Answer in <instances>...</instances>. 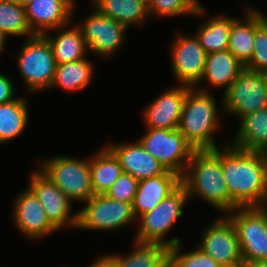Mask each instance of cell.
<instances>
[{
    "instance_id": "cell-16",
    "label": "cell",
    "mask_w": 267,
    "mask_h": 267,
    "mask_svg": "<svg viewBox=\"0 0 267 267\" xmlns=\"http://www.w3.org/2000/svg\"><path fill=\"white\" fill-rule=\"evenodd\" d=\"M192 87L177 85L160 94L143 111V120L147 129H169L178 128L184 101L187 92Z\"/></svg>"
},
{
    "instance_id": "cell-25",
    "label": "cell",
    "mask_w": 267,
    "mask_h": 267,
    "mask_svg": "<svg viewBox=\"0 0 267 267\" xmlns=\"http://www.w3.org/2000/svg\"><path fill=\"white\" fill-rule=\"evenodd\" d=\"M89 166L95 195L105 194L123 172L119 160L106 145L89 158Z\"/></svg>"
},
{
    "instance_id": "cell-20",
    "label": "cell",
    "mask_w": 267,
    "mask_h": 267,
    "mask_svg": "<svg viewBox=\"0 0 267 267\" xmlns=\"http://www.w3.org/2000/svg\"><path fill=\"white\" fill-rule=\"evenodd\" d=\"M239 121V129L229 144L246 151L267 153V107Z\"/></svg>"
},
{
    "instance_id": "cell-14",
    "label": "cell",
    "mask_w": 267,
    "mask_h": 267,
    "mask_svg": "<svg viewBox=\"0 0 267 267\" xmlns=\"http://www.w3.org/2000/svg\"><path fill=\"white\" fill-rule=\"evenodd\" d=\"M28 188L41 202L49 221L58 229L76 228L78 212H72V200L40 170L30 175Z\"/></svg>"
},
{
    "instance_id": "cell-15",
    "label": "cell",
    "mask_w": 267,
    "mask_h": 267,
    "mask_svg": "<svg viewBox=\"0 0 267 267\" xmlns=\"http://www.w3.org/2000/svg\"><path fill=\"white\" fill-rule=\"evenodd\" d=\"M13 223L30 240L55 233L58 229L49 221L36 195L26 188L14 201Z\"/></svg>"
},
{
    "instance_id": "cell-28",
    "label": "cell",
    "mask_w": 267,
    "mask_h": 267,
    "mask_svg": "<svg viewBox=\"0 0 267 267\" xmlns=\"http://www.w3.org/2000/svg\"><path fill=\"white\" fill-rule=\"evenodd\" d=\"M27 98L18 97L8 103L0 104V144L22 134L27 126Z\"/></svg>"
},
{
    "instance_id": "cell-38",
    "label": "cell",
    "mask_w": 267,
    "mask_h": 267,
    "mask_svg": "<svg viewBox=\"0 0 267 267\" xmlns=\"http://www.w3.org/2000/svg\"><path fill=\"white\" fill-rule=\"evenodd\" d=\"M7 36L0 31V55L6 47Z\"/></svg>"
},
{
    "instance_id": "cell-35",
    "label": "cell",
    "mask_w": 267,
    "mask_h": 267,
    "mask_svg": "<svg viewBox=\"0 0 267 267\" xmlns=\"http://www.w3.org/2000/svg\"><path fill=\"white\" fill-rule=\"evenodd\" d=\"M16 88L13 85L10 77L0 73V104L8 103L17 97H15Z\"/></svg>"
},
{
    "instance_id": "cell-10",
    "label": "cell",
    "mask_w": 267,
    "mask_h": 267,
    "mask_svg": "<svg viewBox=\"0 0 267 267\" xmlns=\"http://www.w3.org/2000/svg\"><path fill=\"white\" fill-rule=\"evenodd\" d=\"M139 138L144 149L154 156L166 170L182 176L195 149L178 130L146 129Z\"/></svg>"
},
{
    "instance_id": "cell-19",
    "label": "cell",
    "mask_w": 267,
    "mask_h": 267,
    "mask_svg": "<svg viewBox=\"0 0 267 267\" xmlns=\"http://www.w3.org/2000/svg\"><path fill=\"white\" fill-rule=\"evenodd\" d=\"M181 184V176L166 170L163 174L139 181L132 207L136 218L153 210Z\"/></svg>"
},
{
    "instance_id": "cell-22",
    "label": "cell",
    "mask_w": 267,
    "mask_h": 267,
    "mask_svg": "<svg viewBox=\"0 0 267 267\" xmlns=\"http://www.w3.org/2000/svg\"><path fill=\"white\" fill-rule=\"evenodd\" d=\"M67 26L70 24L54 29L53 31L58 30L55 36L50 32L43 35L49 41L56 64L84 59L89 51L79 27L75 24L73 28L67 29Z\"/></svg>"
},
{
    "instance_id": "cell-29",
    "label": "cell",
    "mask_w": 267,
    "mask_h": 267,
    "mask_svg": "<svg viewBox=\"0 0 267 267\" xmlns=\"http://www.w3.org/2000/svg\"><path fill=\"white\" fill-rule=\"evenodd\" d=\"M235 19L219 15L199 26L196 37L207 54L228 50L231 24Z\"/></svg>"
},
{
    "instance_id": "cell-34",
    "label": "cell",
    "mask_w": 267,
    "mask_h": 267,
    "mask_svg": "<svg viewBox=\"0 0 267 267\" xmlns=\"http://www.w3.org/2000/svg\"><path fill=\"white\" fill-rule=\"evenodd\" d=\"M139 181L128 173L122 172L106 191L105 195L113 200L133 203Z\"/></svg>"
},
{
    "instance_id": "cell-2",
    "label": "cell",
    "mask_w": 267,
    "mask_h": 267,
    "mask_svg": "<svg viewBox=\"0 0 267 267\" xmlns=\"http://www.w3.org/2000/svg\"><path fill=\"white\" fill-rule=\"evenodd\" d=\"M189 200L199 197L217 211L227 214L236 209L229 195L221 167V151L215 149L195 150L181 176Z\"/></svg>"
},
{
    "instance_id": "cell-4",
    "label": "cell",
    "mask_w": 267,
    "mask_h": 267,
    "mask_svg": "<svg viewBox=\"0 0 267 267\" xmlns=\"http://www.w3.org/2000/svg\"><path fill=\"white\" fill-rule=\"evenodd\" d=\"M189 200L186 188L180 184L153 210L137 218L139 228L134 239L137 242L161 243L169 247L178 245L179 237L168 239L167 234L183 216V207Z\"/></svg>"
},
{
    "instance_id": "cell-7",
    "label": "cell",
    "mask_w": 267,
    "mask_h": 267,
    "mask_svg": "<svg viewBox=\"0 0 267 267\" xmlns=\"http://www.w3.org/2000/svg\"><path fill=\"white\" fill-rule=\"evenodd\" d=\"M226 215L237 231L244 267L267 260V206L237 207Z\"/></svg>"
},
{
    "instance_id": "cell-33",
    "label": "cell",
    "mask_w": 267,
    "mask_h": 267,
    "mask_svg": "<svg viewBox=\"0 0 267 267\" xmlns=\"http://www.w3.org/2000/svg\"><path fill=\"white\" fill-rule=\"evenodd\" d=\"M181 243L170 247L169 267H221L197 246L190 252H181Z\"/></svg>"
},
{
    "instance_id": "cell-27",
    "label": "cell",
    "mask_w": 267,
    "mask_h": 267,
    "mask_svg": "<svg viewBox=\"0 0 267 267\" xmlns=\"http://www.w3.org/2000/svg\"><path fill=\"white\" fill-rule=\"evenodd\" d=\"M93 62L87 58L78 61L56 64L53 83L50 87L59 86L67 92H79L87 88L93 78Z\"/></svg>"
},
{
    "instance_id": "cell-39",
    "label": "cell",
    "mask_w": 267,
    "mask_h": 267,
    "mask_svg": "<svg viewBox=\"0 0 267 267\" xmlns=\"http://www.w3.org/2000/svg\"><path fill=\"white\" fill-rule=\"evenodd\" d=\"M14 2L18 3L20 6L25 7L28 5L32 0H13Z\"/></svg>"
},
{
    "instance_id": "cell-26",
    "label": "cell",
    "mask_w": 267,
    "mask_h": 267,
    "mask_svg": "<svg viewBox=\"0 0 267 267\" xmlns=\"http://www.w3.org/2000/svg\"><path fill=\"white\" fill-rule=\"evenodd\" d=\"M245 19H235L231 24L228 50L244 65L253 53L255 37V9L247 8Z\"/></svg>"
},
{
    "instance_id": "cell-21",
    "label": "cell",
    "mask_w": 267,
    "mask_h": 267,
    "mask_svg": "<svg viewBox=\"0 0 267 267\" xmlns=\"http://www.w3.org/2000/svg\"><path fill=\"white\" fill-rule=\"evenodd\" d=\"M244 69L245 65L229 50L212 52L206 56L201 80L213 88H225V92Z\"/></svg>"
},
{
    "instance_id": "cell-12",
    "label": "cell",
    "mask_w": 267,
    "mask_h": 267,
    "mask_svg": "<svg viewBox=\"0 0 267 267\" xmlns=\"http://www.w3.org/2000/svg\"><path fill=\"white\" fill-rule=\"evenodd\" d=\"M88 46V52L107 58L112 56L126 40L127 26L100 14L96 9L77 25Z\"/></svg>"
},
{
    "instance_id": "cell-18",
    "label": "cell",
    "mask_w": 267,
    "mask_h": 267,
    "mask_svg": "<svg viewBox=\"0 0 267 267\" xmlns=\"http://www.w3.org/2000/svg\"><path fill=\"white\" fill-rule=\"evenodd\" d=\"M106 146L119 160L122 171L138 181L161 175L166 171V168L144 149L139 140Z\"/></svg>"
},
{
    "instance_id": "cell-13",
    "label": "cell",
    "mask_w": 267,
    "mask_h": 267,
    "mask_svg": "<svg viewBox=\"0 0 267 267\" xmlns=\"http://www.w3.org/2000/svg\"><path fill=\"white\" fill-rule=\"evenodd\" d=\"M170 45L171 68L174 77L181 85L198 87L205 69L207 53L199 39L179 33Z\"/></svg>"
},
{
    "instance_id": "cell-1",
    "label": "cell",
    "mask_w": 267,
    "mask_h": 267,
    "mask_svg": "<svg viewBox=\"0 0 267 267\" xmlns=\"http://www.w3.org/2000/svg\"><path fill=\"white\" fill-rule=\"evenodd\" d=\"M222 174L237 207L267 206L266 153L221 147Z\"/></svg>"
},
{
    "instance_id": "cell-41",
    "label": "cell",
    "mask_w": 267,
    "mask_h": 267,
    "mask_svg": "<svg viewBox=\"0 0 267 267\" xmlns=\"http://www.w3.org/2000/svg\"><path fill=\"white\" fill-rule=\"evenodd\" d=\"M73 8H75L76 3L74 0H66Z\"/></svg>"
},
{
    "instance_id": "cell-37",
    "label": "cell",
    "mask_w": 267,
    "mask_h": 267,
    "mask_svg": "<svg viewBox=\"0 0 267 267\" xmlns=\"http://www.w3.org/2000/svg\"><path fill=\"white\" fill-rule=\"evenodd\" d=\"M246 267H267V260L253 261Z\"/></svg>"
},
{
    "instance_id": "cell-8",
    "label": "cell",
    "mask_w": 267,
    "mask_h": 267,
    "mask_svg": "<svg viewBox=\"0 0 267 267\" xmlns=\"http://www.w3.org/2000/svg\"><path fill=\"white\" fill-rule=\"evenodd\" d=\"M222 97L220 113H232L240 120L267 107V86L261 72L245 68Z\"/></svg>"
},
{
    "instance_id": "cell-30",
    "label": "cell",
    "mask_w": 267,
    "mask_h": 267,
    "mask_svg": "<svg viewBox=\"0 0 267 267\" xmlns=\"http://www.w3.org/2000/svg\"><path fill=\"white\" fill-rule=\"evenodd\" d=\"M0 31L6 36H35L28 25L25 7L13 0H0Z\"/></svg>"
},
{
    "instance_id": "cell-31",
    "label": "cell",
    "mask_w": 267,
    "mask_h": 267,
    "mask_svg": "<svg viewBox=\"0 0 267 267\" xmlns=\"http://www.w3.org/2000/svg\"><path fill=\"white\" fill-rule=\"evenodd\" d=\"M148 11L150 16L174 17L180 15L204 16L206 10L199 0H149Z\"/></svg>"
},
{
    "instance_id": "cell-11",
    "label": "cell",
    "mask_w": 267,
    "mask_h": 267,
    "mask_svg": "<svg viewBox=\"0 0 267 267\" xmlns=\"http://www.w3.org/2000/svg\"><path fill=\"white\" fill-rule=\"evenodd\" d=\"M204 229L201 243L197 244L199 249L221 267H244L237 231L227 215L215 219Z\"/></svg>"
},
{
    "instance_id": "cell-6",
    "label": "cell",
    "mask_w": 267,
    "mask_h": 267,
    "mask_svg": "<svg viewBox=\"0 0 267 267\" xmlns=\"http://www.w3.org/2000/svg\"><path fill=\"white\" fill-rule=\"evenodd\" d=\"M16 57L20 76L29 93L51 87L56 62L49 41L43 35L27 38Z\"/></svg>"
},
{
    "instance_id": "cell-17",
    "label": "cell",
    "mask_w": 267,
    "mask_h": 267,
    "mask_svg": "<svg viewBox=\"0 0 267 267\" xmlns=\"http://www.w3.org/2000/svg\"><path fill=\"white\" fill-rule=\"evenodd\" d=\"M28 25L35 35L71 24L74 8L66 0H32L25 6Z\"/></svg>"
},
{
    "instance_id": "cell-24",
    "label": "cell",
    "mask_w": 267,
    "mask_h": 267,
    "mask_svg": "<svg viewBox=\"0 0 267 267\" xmlns=\"http://www.w3.org/2000/svg\"><path fill=\"white\" fill-rule=\"evenodd\" d=\"M129 254H110L115 267H169L170 247L161 243L137 242Z\"/></svg>"
},
{
    "instance_id": "cell-9",
    "label": "cell",
    "mask_w": 267,
    "mask_h": 267,
    "mask_svg": "<svg viewBox=\"0 0 267 267\" xmlns=\"http://www.w3.org/2000/svg\"><path fill=\"white\" fill-rule=\"evenodd\" d=\"M83 203L85 207L77 211L76 229L111 231L137 223L132 203L116 201L105 194L94 195Z\"/></svg>"
},
{
    "instance_id": "cell-36",
    "label": "cell",
    "mask_w": 267,
    "mask_h": 267,
    "mask_svg": "<svg viewBox=\"0 0 267 267\" xmlns=\"http://www.w3.org/2000/svg\"><path fill=\"white\" fill-rule=\"evenodd\" d=\"M89 267H115V260L110 254H104L95 259Z\"/></svg>"
},
{
    "instance_id": "cell-23",
    "label": "cell",
    "mask_w": 267,
    "mask_h": 267,
    "mask_svg": "<svg viewBox=\"0 0 267 267\" xmlns=\"http://www.w3.org/2000/svg\"><path fill=\"white\" fill-rule=\"evenodd\" d=\"M93 8L100 14L126 25H141L150 17L145 0H94Z\"/></svg>"
},
{
    "instance_id": "cell-40",
    "label": "cell",
    "mask_w": 267,
    "mask_h": 267,
    "mask_svg": "<svg viewBox=\"0 0 267 267\" xmlns=\"http://www.w3.org/2000/svg\"><path fill=\"white\" fill-rule=\"evenodd\" d=\"M261 74H262V76H263V78H264V80H265V84H266V86H267V69L263 70V71L261 72Z\"/></svg>"
},
{
    "instance_id": "cell-5",
    "label": "cell",
    "mask_w": 267,
    "mask_h": 267,
    "mask_svg": "<svg viewBox=\"0 0 267 267\" xmlns=\"http://www.w3.org/2000/svg\"><path fill=\"white\" fill-rule=\"evenodd\" d=\"M39 162L40 171L72 201L85 202L95 195L91 187L89 159L56 155Z\"/></svg>"
},
{
    "instance_id": "cell-3",
    "label": "cell",
    "mask_w": 267,
    "mask_h": 267,
    "mask_svg": "<svg viewBox=\"0 0 267 267\" xmlns=\"http://www.w3.org/2000/svg\"><path fill=\"white\" fill-rule=\"evenodd\" d=\"M219 119L216 99L210 89L194 87L186 94L177 129L195 150L215 149L218 145L213 134L221 127Z\"/></svg>"
},
{
    "instance_id": "cell-32",
    "label": "cell",
    "mask_w": 267,
    "mask_h": 267,
    "mask_svg": "<svg viewBox=\"0 0 267 267\" xmlns=\"http://www.w3.org/2000/svg\"><path fill=\"white\" fill-rule=\"evenodd\" d=\"M245 68L254 72L267 69V17L257 9H255L254 49Z\"/></svg>"
}]
</instances>
